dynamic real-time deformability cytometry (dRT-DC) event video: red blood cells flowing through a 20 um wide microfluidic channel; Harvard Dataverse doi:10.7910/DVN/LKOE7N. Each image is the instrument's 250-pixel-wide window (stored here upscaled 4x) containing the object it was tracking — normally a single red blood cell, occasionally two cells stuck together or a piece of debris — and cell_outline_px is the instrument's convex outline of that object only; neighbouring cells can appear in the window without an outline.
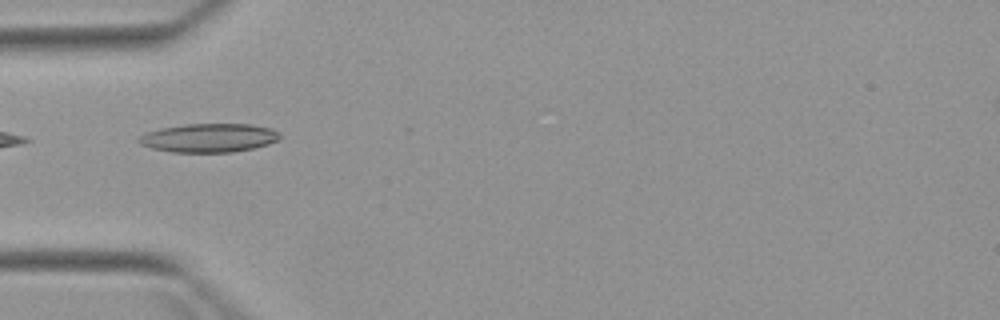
{"species": "Egyptian fruit bat (a non-hibernating species)", "species_latin": "Rousettus aegyptiacus", "temperature_condition": "warm", "stored_images_in_passage": 5, "camera_frame_rate_fps": 3000, "um_per_image_px": 0.085, "animal": {"sex": "female"}, "frame": {"image": 1, "passage_image": 5, "time_ms": 5.0, "image_size_px": [1000, 320], "cell_outline_px": [[280, 136], [276, 140], [268, 144], [252, 148], [232, 152], [172, 152], [152, 148], [140, 144], [136, 140], [140, 136], [148, 132], [160, 128], [184, 124], [252, 124], [272, 128], [280, 132]], "centroid_in_image_um": [17.76, 11.71], "position_along_channel_um": 67.2, "area_um2": 23.58}}